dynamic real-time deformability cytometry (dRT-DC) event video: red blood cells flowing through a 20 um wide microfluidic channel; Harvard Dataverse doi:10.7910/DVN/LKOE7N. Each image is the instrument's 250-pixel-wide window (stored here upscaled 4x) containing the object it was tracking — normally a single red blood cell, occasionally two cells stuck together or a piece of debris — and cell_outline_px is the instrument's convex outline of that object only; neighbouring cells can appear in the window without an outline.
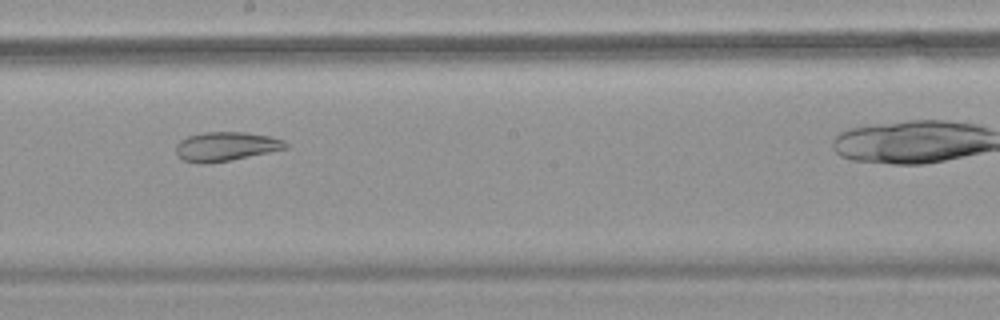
{"species": "common noctule bat (a hibernating species)", "species_latin": "Nyctalus noctula", "temperature_condition": "warm", "stored_images_in_passage": 31, "camera_frame_rate_fps": 3000, "um_per_image_px": 0.085, "animal": {"sex": "female", "body_mass_g": 18.4}, "frame": {"image": 1, "passage_image": 14, "time_ms": 4.333, "image_size_px": [1000, 320], "cell_outline_px": [[288, 148], [232, 160], [204, 164], [196, 164], [184, 160], [176, 152], [176, 144], [180, 140], [188, 136], [204, 132], [244, 132], [268, 136], [284, 140], [288, 144]], "centroid_in_image_um": [19.19, 12.45], "position_along_channel_um": 229.0, "area_um2": 18.61}, "authors_computed_cell_mechanics": {"area_um2": 19.7098, "velocity_mm_per_s": 3.5775, "shape_relaxation_time_tau1_ms": null, "shape_relaxation_time_tau2_ms": 2.9158, "deformation_change_tau1": null, "deformation_change_tau2": 0.1053}}